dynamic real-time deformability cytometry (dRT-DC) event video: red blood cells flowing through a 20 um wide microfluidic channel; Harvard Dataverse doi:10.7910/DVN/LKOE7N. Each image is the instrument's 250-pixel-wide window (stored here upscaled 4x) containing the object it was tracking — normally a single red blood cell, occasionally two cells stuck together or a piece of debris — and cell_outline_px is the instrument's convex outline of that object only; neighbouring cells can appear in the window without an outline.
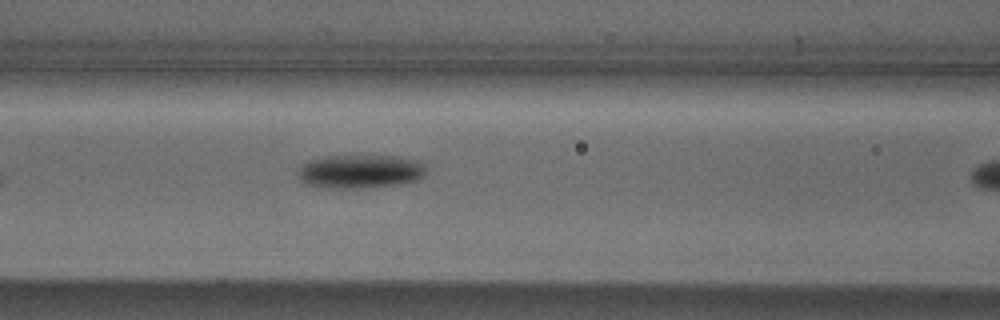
{"species": "Egyptian fruit bat (a non-hibernating species)", "species_latin": "Rousettus aegyptiacus", "temperature_condition": "cold", "stored_images_in_passage": 7, "segment_of_instrument_passage": [1, 2], "camera_frame_rate_fps": 3000, "um_per_image_px": 0.085, "animal": {"sex": "male"}, "frame": {"image": 1, "passage_image": 6, "time_ms": 6.667, "image_size_px": [1000, 320], "cell_outline_px": [[428, 172], [424, 176], [416, 180], [396, 184], [364, 188], [328, 188], [304, 184], [296, 176], [296, 172], [308, 160], [324, 156], [352, 152], [364, 152], [400, 156], [420, 160], [424, 164]], "centroid_in_image_um": [30.62, 14.5], "position_along_channel_um": 136.0, "area_um2": 26.76}}